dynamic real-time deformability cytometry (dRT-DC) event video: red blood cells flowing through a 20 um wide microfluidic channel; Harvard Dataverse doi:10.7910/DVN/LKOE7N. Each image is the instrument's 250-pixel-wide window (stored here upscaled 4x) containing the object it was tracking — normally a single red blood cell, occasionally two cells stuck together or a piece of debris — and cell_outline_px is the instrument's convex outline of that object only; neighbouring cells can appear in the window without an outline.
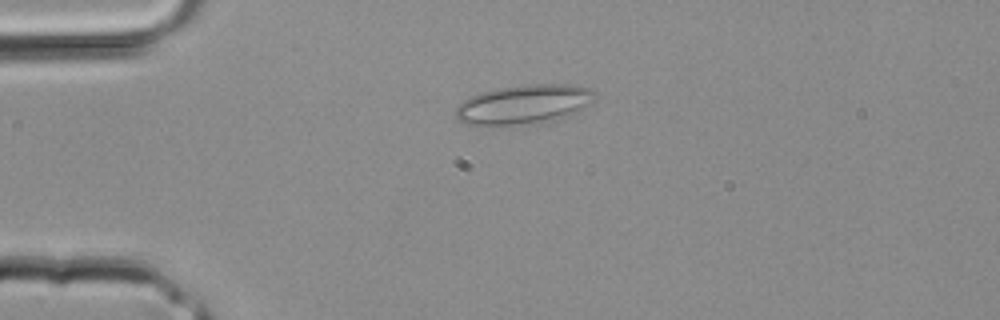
{"species": "common noctule bat (a hibernating species)", "species_latin": "Nyctalus noctula", "temperature_condition": "room temperature", "stored_images_in_passage": 1, "camera_frame_rate_fps": 3000, "um_per_image_px": 0.085, "animal": {"sex": "male", "body_mass_g": 20.4}, "frame": {"image": 1, "passage_image": 1, "time_ms": 0.0, "image_size_px": [1000, 320], "cell_outline_px": [[596, 96], [592, 104], [584, 108], [552, 120], [512, 124], [468, 124], [460, 120], [456, 116], [456, 108], [464, 100], [480, 92], [500, 88], [532, 84], [568, 84], [588, 88]], "centroid_in_image_um": [44.55, 8.84], "position_along_channel_um": 40.5, "area_um2": 30.92}}